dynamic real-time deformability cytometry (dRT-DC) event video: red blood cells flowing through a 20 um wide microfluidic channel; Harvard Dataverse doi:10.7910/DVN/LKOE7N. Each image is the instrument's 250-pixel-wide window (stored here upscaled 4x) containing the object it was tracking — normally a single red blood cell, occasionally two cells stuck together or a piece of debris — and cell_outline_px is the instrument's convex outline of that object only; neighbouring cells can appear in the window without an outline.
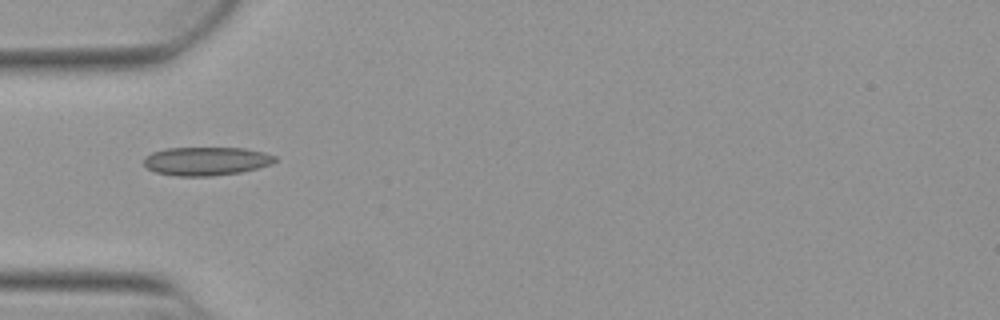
{"species": "Egyptian fruit bat (a non-hibernating species)", "species_latin": "Rousettus aegyptiacus", "temperature_condition": "warm", "stored_images_in_passage": 37, "camera_frame_rate_fps": 3000, "um_per_image_px": 0.085, "animal": {"sex": "female"}, "frame": {"image": 1, "passage_image": 1, "time_ms": 0.0, "image_size_px": [1000, 320], "cell_outline_px": [[276, 160], [272, 164], [240, 172], [212, 176], [176, 176], [156, 172], [148, 168], [144, 164], [144, 156], [152, 152], [164, 148], [244, 148], [264, 152], [276, 156]], "centroid_in_image_um": [17.51, 13.69], "position_along_channel_um": 67.5, "area_um2": 21.79}}
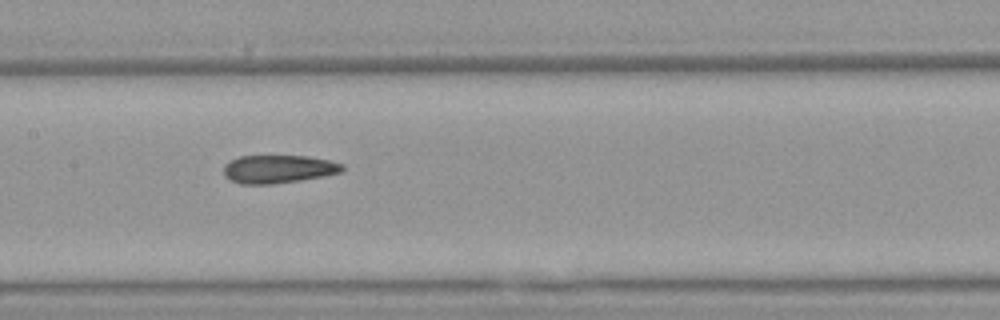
{"frame": {"image": 2, "passage_image": 10, "time_ms": 3.0, "image_size_px": [1000, 320], "cell_outline_px": [[344, 168], [340, 172], [324, 176], [300, 180], [272, 184], [240, 184], [228, 180], [224, 176], [224, 164], [228, 160], [240, 156], [308, 156], [328, 160], [344, 164]], "centroid_in_image_um": [23.61, 14.37], "position_along_channel_um": 183.8, "area_um2": 19.59}}
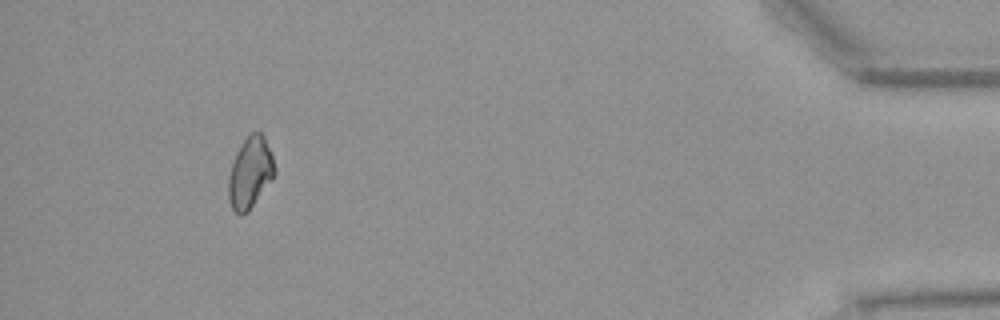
{"frame": {"image": 3, "passage_image": 33, "time_ms": 10.667, "image_size_px": [1000, 320], "cell_outline_px": [[276, 172], [248, 212], [240, 216], [232, 208], [228, 200], [228, 176], [236, 152], [240, 144], [252, 132], [260, 132], [264, 136], [272, 156], [276, 168]], "centroid_in_image_um": [21.24, 14.69], "position_along_channel_um": 414.0, "area_um2": 19.02}, "authors_computed_cell_mechanics": {"area_um2": 19.7098, "velocity_mm_per_s": 3.8733, "shape_relaxation_time_tau1_ms": null, "shape_relaxation_time_tau2_ms": 6.8036, "deformation_change_tau1": null, "deformation_change_tau2": 0.1184}}